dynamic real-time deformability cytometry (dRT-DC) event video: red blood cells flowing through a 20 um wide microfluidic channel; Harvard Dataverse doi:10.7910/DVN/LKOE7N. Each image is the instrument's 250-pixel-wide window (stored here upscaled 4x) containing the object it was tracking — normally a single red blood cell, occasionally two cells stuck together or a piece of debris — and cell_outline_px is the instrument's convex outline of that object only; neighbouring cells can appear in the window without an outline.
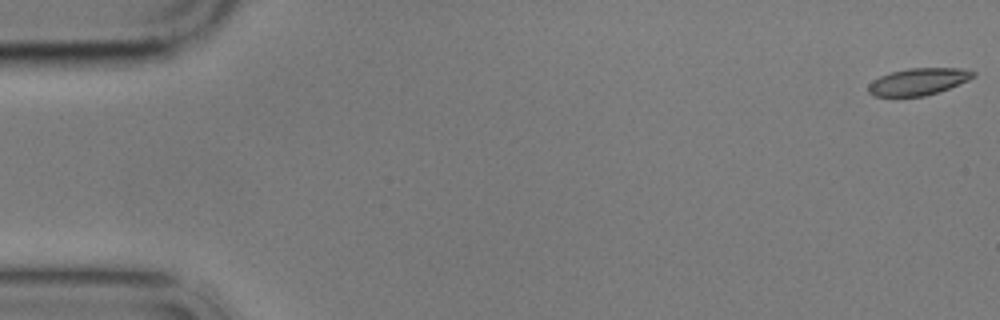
{"species": "common noctule bat (a hibernating species)", "species_latin": "Nyctalus noctula", "temperature_condition": "cold", "stored_images_in_passage": 10, "camera_frame_rate_fps": 3000, "um_per_image_px": 0.085, "animal": {"sex": "male", "body_mass_g": 17.9}, "frame": {"image": 1, "passage_image": 1, "time_ms": 0.0, "image_size_px": [1000, 320], "cell_outline_px": [[976, 76], [968, 80], [948, 88], [924, 96], [872, 96], [868, 92], [868, 84], [872, 80], [880, 76], [892, 72], [908, 68], [960, 68], [976, 72]], "centroid_in_image_um": [78.03, 6.93], "position_along_channel_um": 7.0, "area_um2": 16.36}}
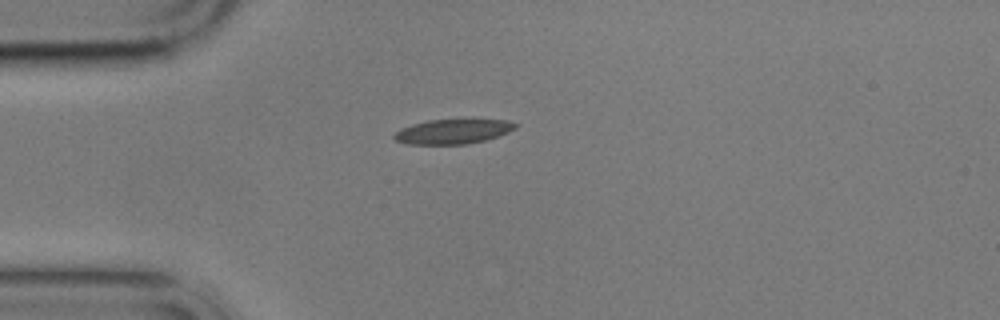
{"frame": {"image": 2, "passage_image": 5, "time_ms": 4.667, "image_size_px": [1000, 320], "cell_outline_px": [[520, 124], [516, 128], [508, 132], [484, 140], [464, 144], [408, 144], [396, 140], [392, 136], [400, 128], [412, 124], [428, 120], [508, 120]], "centroid_in_image_um": [38.49, 11.17], "position_along_channel_um": 46.5, "area_um2": 17.22}}